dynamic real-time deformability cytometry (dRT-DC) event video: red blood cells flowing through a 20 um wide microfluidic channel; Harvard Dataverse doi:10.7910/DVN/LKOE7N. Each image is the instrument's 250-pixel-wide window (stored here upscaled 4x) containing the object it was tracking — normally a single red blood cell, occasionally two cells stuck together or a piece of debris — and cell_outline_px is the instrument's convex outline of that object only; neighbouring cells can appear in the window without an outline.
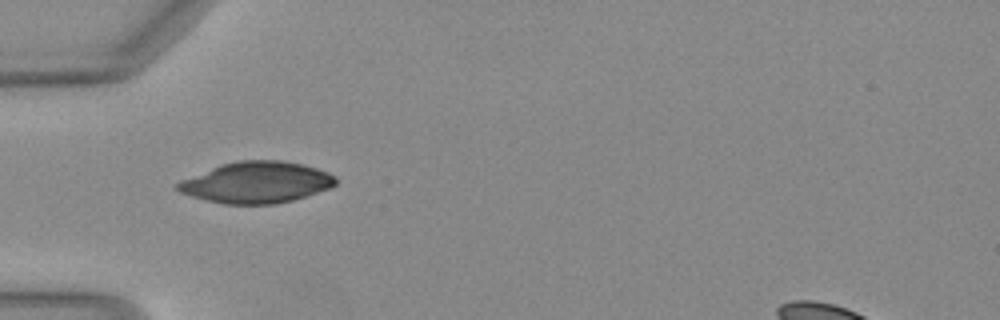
{"species": "Egyptian fruit bat (a non-hibernating species)", "species_latin": "Rousettus aegyptiacus", "temperature_condition": "warm", "stored_images_in_passage": 34, "camera_frame_rate_fps": 3000, "um_per_image_px": 0.085, "animal": {"sex": "female"}, "frame": {"image": 1, "passage_image": 1, "time_ms": 0.0, "image_size_px": [1000, 320], "cell_outline_px": [[336, 184], [328, 188], [292, 200], [276, 204], [224, 204], [192, 196], [180, 192], [176, 188], [176, 184], [180, 180], [220, 164], [240, 160], [284, 160], [304, 164], [328, 172], [336, 176]], "centroid_in_image_um": [21.79, 15.49], "position_along_channel_um": 63.2, "area_um2": 37.92}}
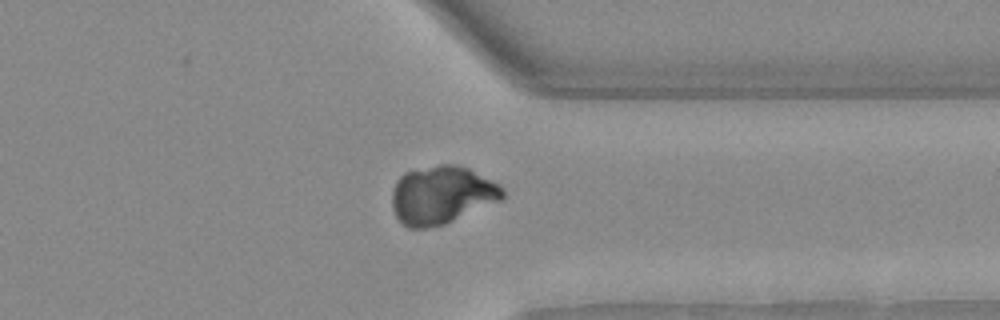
{"frame": {"image": 2, "passage_image": 24, "time_ms": 7.667, "image_size_px": [1000, 320], "cell_outline_px": [[504, 196], [500, 200], [444, 224], [428, 228], [408, 228], [396, 216], [392, 208], [392, 192], [396, 180], [404, 172], [440, 164], [456, 164], [468, 168], [500, 184], [504, 188]], "centroid_in_image_um": [37.53, 16.56], "position_along_channel_um": 373.9, "area_um2": 37.28}}
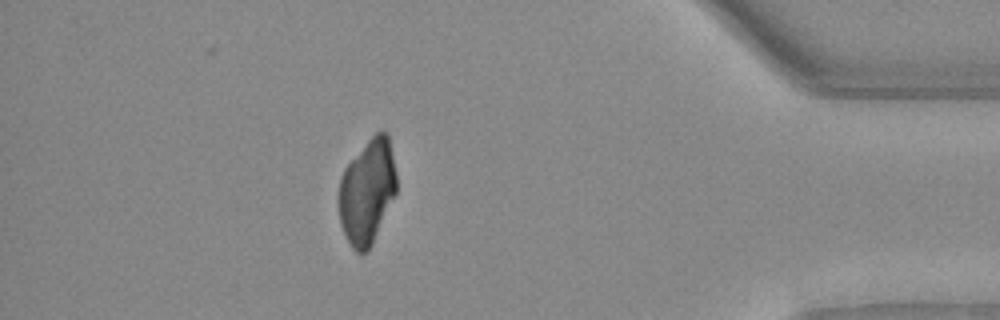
{"frame": {"image": 3, "passage_image": 29, "time_ms": 9.333, "image_size_px": [1000, 320], "cell_outline_px": [[396, 192], [372, 244], [368, 252], [356, 252], [352, 248], [340, 224], [336, 200], [340, 180], [344, 168], [368, 140], [380, 128], [388, 132], [396, 172]], "centroid_in_image_um": [31.19, 16.26], "position_along_channel_um": 404.0, "area_um2": 35.49}}